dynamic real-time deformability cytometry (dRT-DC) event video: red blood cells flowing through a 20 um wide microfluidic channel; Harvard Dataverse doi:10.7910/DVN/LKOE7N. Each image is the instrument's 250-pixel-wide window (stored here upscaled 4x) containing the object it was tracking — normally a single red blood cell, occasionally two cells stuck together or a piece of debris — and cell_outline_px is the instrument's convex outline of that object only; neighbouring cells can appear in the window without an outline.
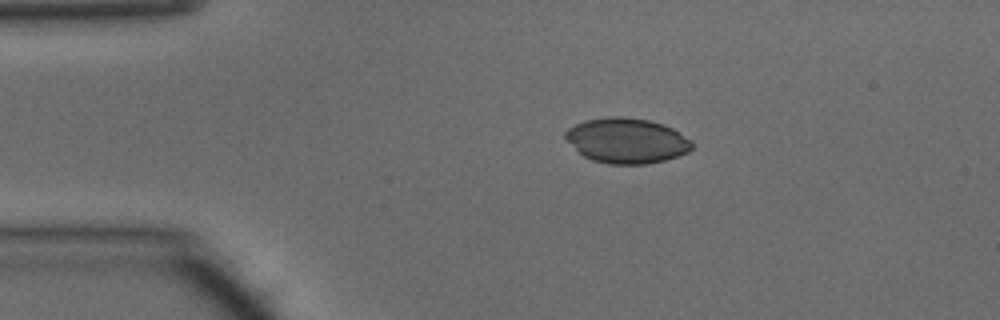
{"species": "common noctule bat (a hibernating species)", "species_latin": "Nyctalus noctula", "temperature_condition": "warm", "stored_images_in_passage": 39, "camera_frame_rate_fps": 3000, "um_per_image_px": 0.085, "animal": {"sex": "male", "body_mass_g": 15.6}, "frame": {"image": 1, "passage_image": 1, "time_ms": 0.0, "image_size_px": [1000, 320], "cell_outline_px": [[692, 148], [688, 152], [664, 160], [648, 164], [608, 164], [592, 160], [584, 156], [564, 136], [564, 132], [568, 128], [584, 120], [608, 116], [624, 116], [648, 120], [664, 124], [672, 128], [692, 140]], "centroid_in_image_um": [53.28, 11.94], "position_along_channel_um": 31.7, "area_um2": 33.29}}
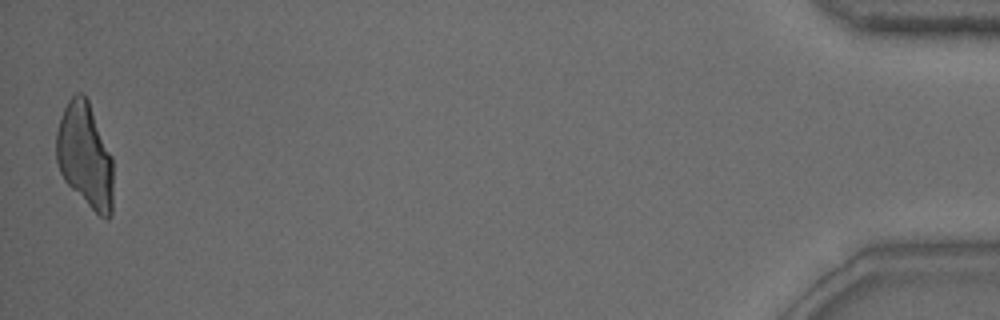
{"frame": {"image": 2, "passage_image": 39, "time_ms": 12.667, "image_size_px": [1000, 320], "cell_outline_px": [[112, 212], [108, 220], [104, 220], [64, 180], [60, 172], [56, 160], [56, 132], [60, 116], [68, 100], [76, 92], [84, 92], [88, 100], [112, 156]], "centroid_in_image_um": [7.22, 13.19], "position_along_channel_um": 428.0, "area_um2": 34.62}}